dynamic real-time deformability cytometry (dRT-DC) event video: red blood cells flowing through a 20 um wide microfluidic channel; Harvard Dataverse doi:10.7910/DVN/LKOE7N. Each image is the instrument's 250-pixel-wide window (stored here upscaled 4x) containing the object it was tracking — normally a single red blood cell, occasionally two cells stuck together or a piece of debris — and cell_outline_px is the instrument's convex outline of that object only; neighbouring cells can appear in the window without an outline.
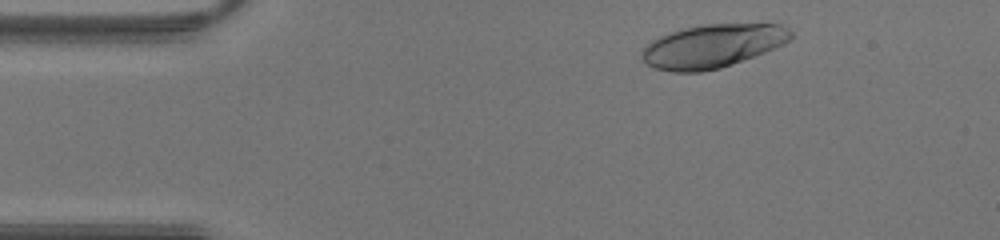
{"species": "human", "species_latin": "Homo sapiens", "temperature_condition": "warm", "stored_images_in_passage": 35, "camera_frame_rate_fps": 3000, "um_per_image_px": 0.085, "donor": {"sex": "male"}, "frame": {"image": 1, "passage_image": 2, "time_ms": 0.333, "image_size_px": [1000, 240], "cell_outline_px": [[792, 36], [784, 44], [764, 52], [732, 64], [720, 68], [700, 72], [672, 72], [656, 68], [648, 64], [640, 56], [640, 52], [652, 40], [660, 36], [684, 28], [704, 24], [780, 24], [788, 28], [792, 32]], "centroid_in_image_um": [60.56, 3.91], "position_along_channel_um": 24.4, "area_um2": 37.4}}
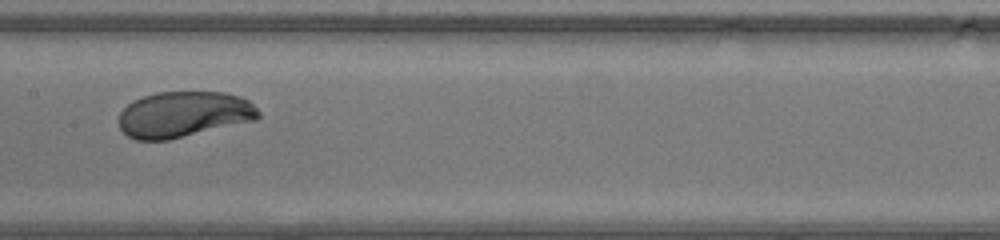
{"frame": {"image": 2, "passage_image": 17, "time_ms": 5.333, "image_size_px": [1000, 240], "cell_outline_px": [[260, 116], [256, 120], [168, 140], [136, 140], [128, 136], [120, 128], [120, 112], [132, 100], [156, 92], [224, 92], [240, 96], [248, 100], [260, 112]], "centroid_in_image_um": [15.62, 9.72], "position_along_channel_um": 191.8, "area_um2": 37.28}}
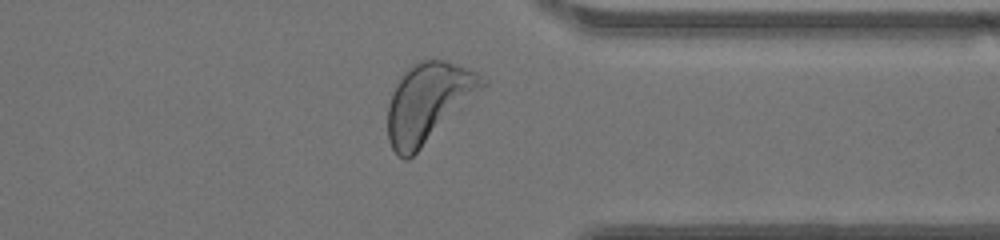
{"frame": {"image": 3, "passage_image": 29, "time_ms": 9.333, "image_size_px": [1000, 240], "cell_outline_px": [[488, 84], [408, 160], [404, 160], [392, 148], [388, 140], [388, 104], [392, 92], [396, 84], [420, 60], [444, 60], [456, 64], [476, 72], [488, 80]], "centroid_in_image_um": [36.42, 8.72], "position_along_channel_um": 375.0, "area_um2": 42.6}}